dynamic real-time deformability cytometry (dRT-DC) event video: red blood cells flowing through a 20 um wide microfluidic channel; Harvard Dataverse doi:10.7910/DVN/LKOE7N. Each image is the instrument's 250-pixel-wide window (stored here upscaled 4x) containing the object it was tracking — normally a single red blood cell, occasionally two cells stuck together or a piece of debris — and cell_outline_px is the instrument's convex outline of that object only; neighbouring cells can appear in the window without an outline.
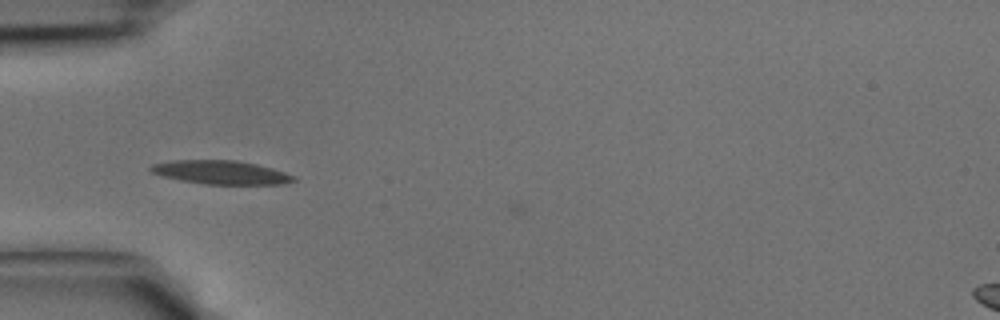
{"species": "common noctule bat (a hibernating species)", "species_latin": "Nyctalus noctula", "temperature_condition": "cold", "stored_images_in_passage": 30, "camera_frame_rate_fps": 3000, "um_per_image_px": 0.085, "animal": {"sex": "male", "body_mass_g": 15.6}, "frame": {"image": 1, "passage_image": 4, "time_ms": 1.0, "image_size_px": [1000, 320], "cell_outline_px": [[296, 180], [284, 184], [208, 184], [180, 180], [160, 176], [152, 172], [148, 168], [152, 164], [168, 160], [236, 160], [256, 164], [272, 168], [296, 176]], "centroid_in_image_um": [18.75, 14.64], "position_along_channel_um": 66.2, "area_um2": 19.77}}
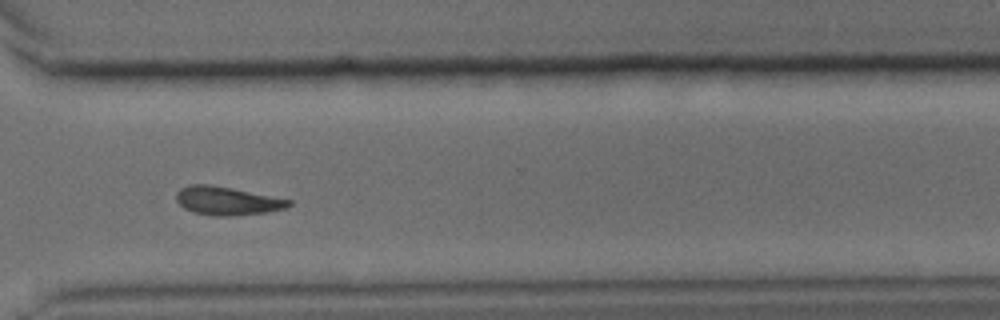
{"frame": {"image": 2, "passage_image": 22, "time_ms": 7.0, "image_size_px": [1000, 320], "cell_outline_px": [[292, 204], [284, 208], [264, 212], [232, 216], [216, 216], [196, 212], [184, 208], [176, 200], [176, 192], [180, 188], [188, 184], [212, 184], [292, 200]], "centroid_in_image_um": [19.27, 17.05], "position_along_channel_um": 351.3, "area_um2": 18.5}}
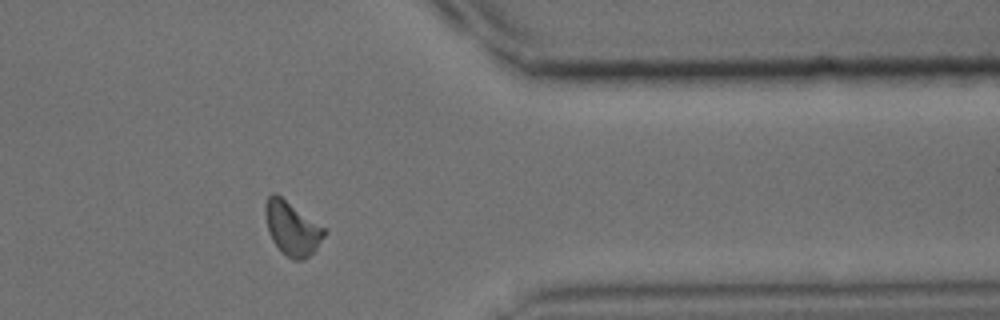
{"frame": {"image": 3, "passage_image": 25, "time_ms": 8.0, "image_size_px": [1000, 320], "cell_outline_px": [[328, 232], [316, 248], [308, 256], [300, 260], [292, 260], [280, 252], [272, 240], [268, 232], [264, 212], [264, 204], [268, 196], [272, 192], [280, 196], [324, 228]], "centroid_in_image_um": [24.78, 19.42], "position_along_channel_um": 386.6, "area_um2": 18.32}}